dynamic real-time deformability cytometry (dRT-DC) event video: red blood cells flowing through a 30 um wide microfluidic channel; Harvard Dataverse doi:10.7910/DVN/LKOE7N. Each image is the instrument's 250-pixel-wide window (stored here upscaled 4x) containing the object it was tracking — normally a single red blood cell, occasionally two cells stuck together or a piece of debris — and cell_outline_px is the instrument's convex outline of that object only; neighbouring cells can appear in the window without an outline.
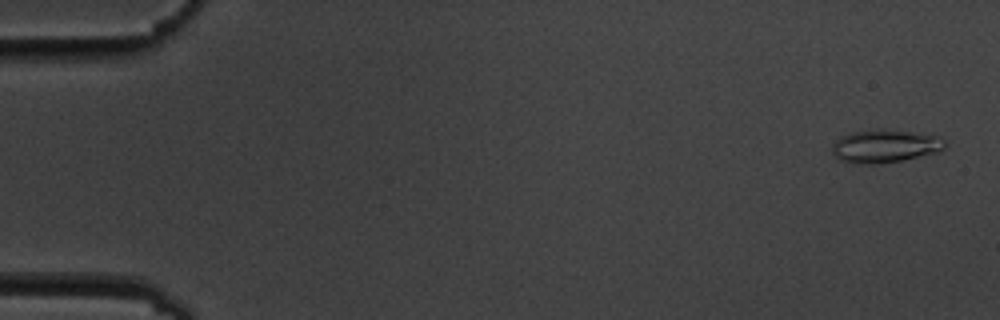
{"species": "common noctule bat (a hibernating species)", "species_latin": "Nyctalus noctula", "temperature_condition": "cold", "stored_images_in_passage": 5, "camera_frame_rate_fps": 3000, "um_per_image_px": 0.085, "animal": {"sex": "male", "body_mass_g": 19.5, "forearm_length_mm": 54.6}, "frame": {"image": 1, "passage_image": 1, "time_ms": 0.0, "image_size_px": [1000, 320], "cell_outline_px": [[948, 144], [944, 148], [936, 152], [900, 160], [880, 164], [860, 164], [840, 160], [832, 152], [832, 144], [836, 140], [844, 136], [856, 132], [880, 128], [940, 136]], "centroid_in_image_um": [75.23, 12.42], "position_along_channel_um": 9.8, "area_um2": 21.44}}
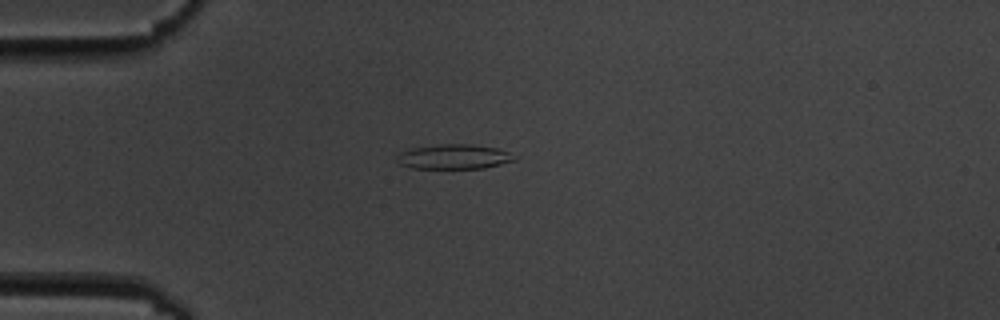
{"frame": {"image": 2, "passage_image": 4, "time_ms": 4.333, "image_size_px": [1000, 320], "cell_outline_px": [[520, 156], [516, 160], [484, 168], [412, 168], [400, 164], [396, 160], [396, 156], [400, 152], [412, 148], [440, 144], [472, 144], [496, 148]], "centroid_in_image_um": [38.61, 13.32], "position_along_channel_um": 46.4, "area_um2": 16.99}}